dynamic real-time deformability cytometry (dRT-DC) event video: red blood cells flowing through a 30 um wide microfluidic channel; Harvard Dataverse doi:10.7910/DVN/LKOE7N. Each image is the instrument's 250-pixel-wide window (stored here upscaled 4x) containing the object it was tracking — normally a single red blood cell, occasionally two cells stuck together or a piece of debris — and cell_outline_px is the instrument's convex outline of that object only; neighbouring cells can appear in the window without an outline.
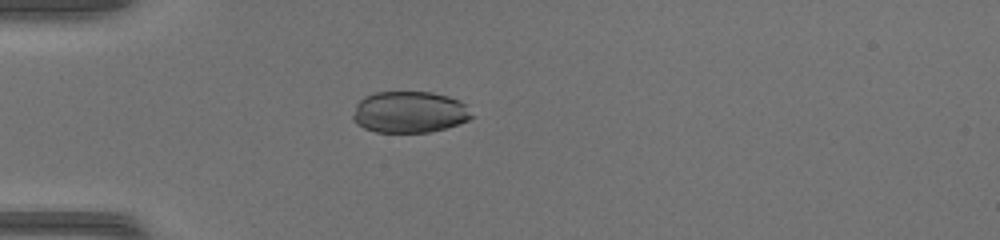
{"species": "common noctule bat (a hibernating species)", "species_latin": "Nyctalus noctula", "temperature_condition": "warm", "stored_images_in_passage": 35, "camera_frame_rate_fps": 3000, "um_per_image_px": 0.085, "animal": {"sex": "female", "body_mass_g": 17.0, "forearm_length_mm": 48.0}, "frame": {"image": 1, "passage_image": 1, "time_ms": 0.0, "image_size_px": [1000, 240], "cell_outline_px": [[476, 116], [468, 120], [444, 128], [428, 132], [376, 132], [364, 128], [356, 124], [352, 120], [352, 116], [356, 104], [364, 96], [376, 92], [432, 92], [448, 96], [460, 100], [468, 104]], "centroid_in_image_um": [34.83, 9.52], "position_along_channel_um": 50.2, "area_um2": 29.07}}
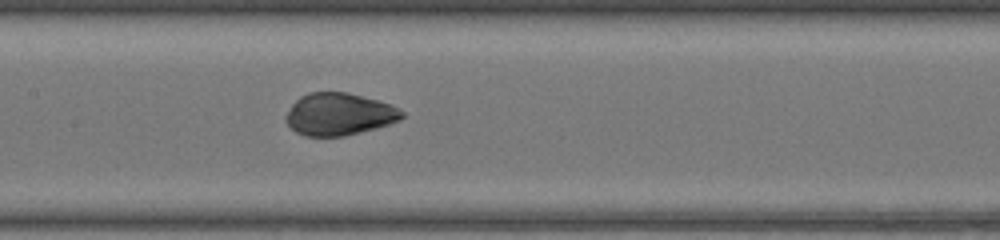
{"frame": {"image": 2, "passage_image": 11, "time_ms": 3.333, "image_size_px": [1000, 240], "cell_outline_px": [[404, 116], [400, 120], [376, 128], [344, 136], [304, 136], [296, 132], [288, 124], [284, 116], [292, 104], [300, 96], [308, 92], [348, 92], [392, 104], [404, 112]], "centroid_in_image_um": [28.82, 9.7], "position_along_channel_um": 178.6, "area_um2": 28.67}}
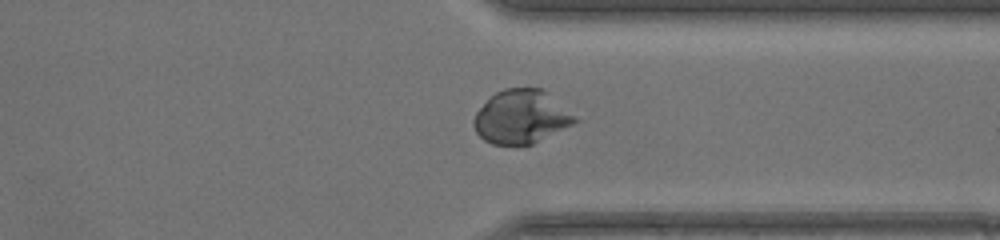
{"frame": {"image": 3, "passage_image": 24, "time_ms": 7.667, "image_size_px": [1000, 240], "cell_outline_px": [[580, 120], [532, 144], [492, 144], [484, 140], [476, 132], [472, 124], [472, 120], [476, 112], [496, 92], [504, 88], [540, 88], [576, 116]], "centroid_in_image_um": [44.27, 9.93], "position_along_channel_um": 367.1, "area_um2": 31.04}}